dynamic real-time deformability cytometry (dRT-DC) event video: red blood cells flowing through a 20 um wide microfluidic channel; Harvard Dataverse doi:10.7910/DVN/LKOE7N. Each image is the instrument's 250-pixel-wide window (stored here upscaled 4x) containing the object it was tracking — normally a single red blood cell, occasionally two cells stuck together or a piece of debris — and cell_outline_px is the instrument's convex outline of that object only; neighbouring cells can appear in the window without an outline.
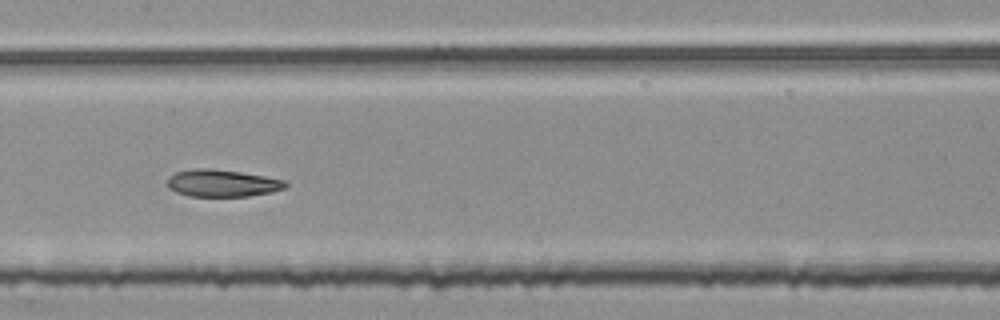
{"species": "common noctule bat (a hibernating species)", "species_latin": "Nyctalus noctula", "temperature_condition": "room temperature", "stored_images_in_passage": 52, "segment_of_instrument_passage": [2, 2], "camera_frame_rate_fps": 3000, "um_per_image_px": 0.085, "animal": {"sex": "female", "body_mass_g": 25.1}, "frame": {"image": 1, "passage_image": 27, "time_ms": 8.667, "image_size_px": [1000, 320], "cell_outline_px": [[288, 184], [284, 188], [272, 192], [248, 196], [188, 196], [176, 192], [168, 188], [168, 176], [176, 172], [192, 168], [212, 168], [240, 172], [264, 176], [284, 180]], "centroid_in_image_um": [18.85, 15.56], "position_along_channel_um": 188.5, "area_um2": 18.73}}
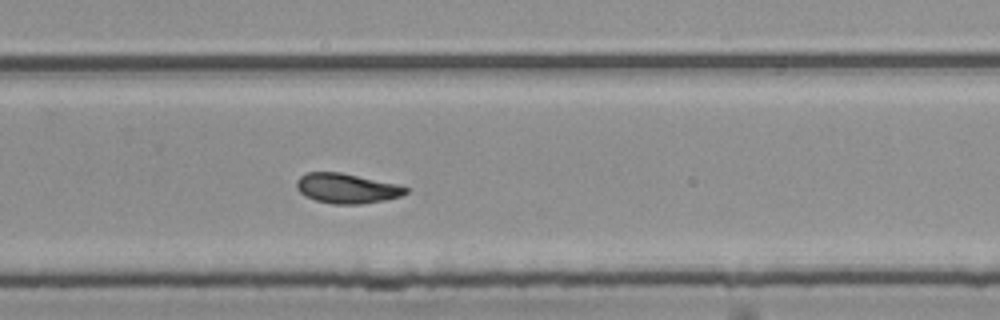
{"frame": {"image": 2, "passage_image": 36, "time_ms": 11.667, "image_size_px": [1000, 320], "cell_outline_px": [[408, 192], [400, 196], [384, 200], [360, 204], [332, 204], [316, 200], [304, 196], [296, 188], [296, 180], [304, 172], [340, 172], [400, 184], [408, 188]], "centroid_in_image_um": [29.46, 16.0], "position_along_channel_um": 300.3, "area_um2": 19.19}}
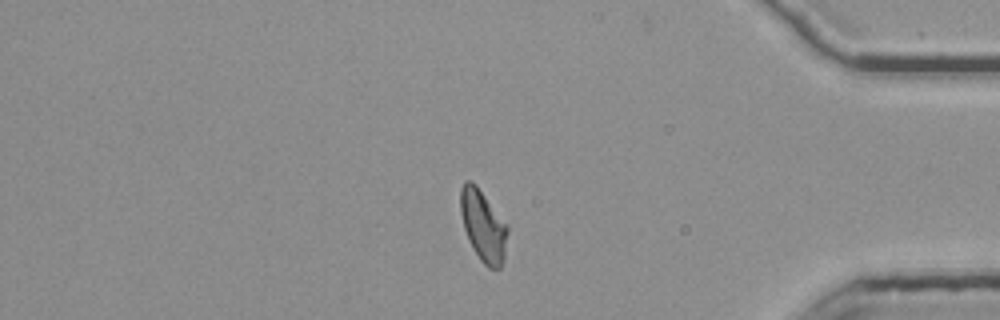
{"frame": {"image": 3, "passage_image": 46, "time_ms": 15.0, "image_size_px": [1000, 320], "cell_outline_px": [[508, 232], [504, 260], [500, 268], [488, 268], [480, 260], [472, 248], [468, 240], [464, 228], [460, 212], [460, 188], [464, 180], [472, 180], [476, 184], [508, 224]], "centroid_in_image_um": [41.07, 19.17], "position_along_channel_um": 394.1, "area_um2": 19.94}}